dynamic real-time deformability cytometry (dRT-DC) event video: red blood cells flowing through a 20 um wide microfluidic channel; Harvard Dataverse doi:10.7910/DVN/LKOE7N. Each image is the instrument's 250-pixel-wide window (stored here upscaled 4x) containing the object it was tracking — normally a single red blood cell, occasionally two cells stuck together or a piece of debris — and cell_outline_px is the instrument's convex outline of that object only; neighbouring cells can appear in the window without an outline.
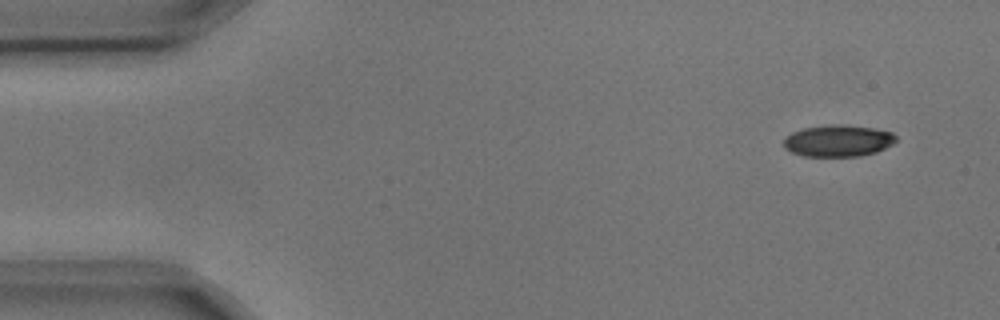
{"species": "common noctule bat (a hibernating species)", "species_latin": "Nyctalus noctula", "temperature_condition": "cold", "stored_images_in_passage": 4, "segment_of_instrument_passage": [1, 2], "camera_frame_rate_fps": 3000, "um_per_image_px": 0.085, "animal": {"sex": "male", "body_mass_g": 17.9, "forearm_length_mm": 54.2}, "frame": {"image": 1, "passage_image": 1, "time_ms": 0.0, "image_size_px": [1000, 320], "cell_outline_px": [[896, 140], [892, 144], [876, 152], [860, 156], [804, 156], [792, 152], [784, 148], [784, 136], [792, 132], [804, 128], [832, 124], [844, 124], [872, 128], [892, 132], [896, 136]], "centroid_in_image_um": [71.22, 11.96], "position_along_channel_um": 13.8, "area_um2": 20.75}}